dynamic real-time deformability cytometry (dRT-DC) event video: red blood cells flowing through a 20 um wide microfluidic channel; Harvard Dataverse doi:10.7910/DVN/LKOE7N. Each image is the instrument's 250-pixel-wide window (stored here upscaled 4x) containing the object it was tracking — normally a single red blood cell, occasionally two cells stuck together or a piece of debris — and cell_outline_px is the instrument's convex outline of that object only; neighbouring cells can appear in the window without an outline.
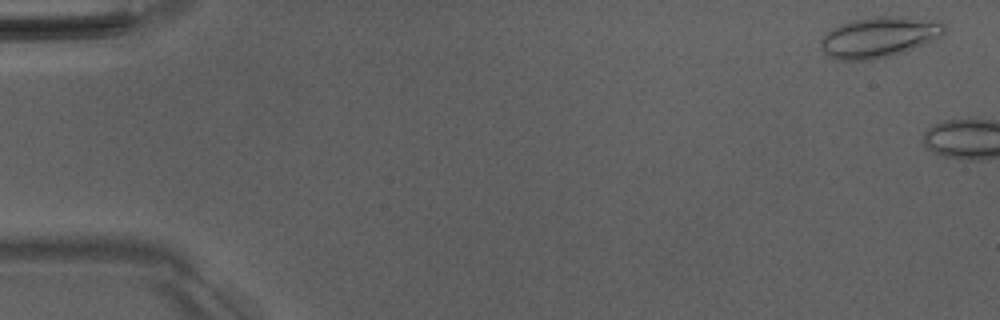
{"species": "Egyptian fruit bat (a non-hibernating species)", "species_latin": "Rousettus aegyptiacus", "temperature_condition": "room temperature", "stored_images_in_passage": 5, "camera_frame_rate_fps": 3000, "um_per_image_px": 0.085, "animal": {"sex": "male"}, "frame": {"image": 1, "passage_image": 2, "time_ms": 0.333, "image_size_px": [1000, 320], "cell_outline_px": [[944, 32], [936, 40], [904, 52], [872, 60], [836, 60], [828, 56], [820, 48], [820, 40], [832, 28], [840, 24], [852, 20], [872, 16], [904, 16], [940, 20], [944, 24]], "centroid_in_image_um": [74.74, 3.14], "position_along_channel_um": 10.3, "area_um2": 29.65}}